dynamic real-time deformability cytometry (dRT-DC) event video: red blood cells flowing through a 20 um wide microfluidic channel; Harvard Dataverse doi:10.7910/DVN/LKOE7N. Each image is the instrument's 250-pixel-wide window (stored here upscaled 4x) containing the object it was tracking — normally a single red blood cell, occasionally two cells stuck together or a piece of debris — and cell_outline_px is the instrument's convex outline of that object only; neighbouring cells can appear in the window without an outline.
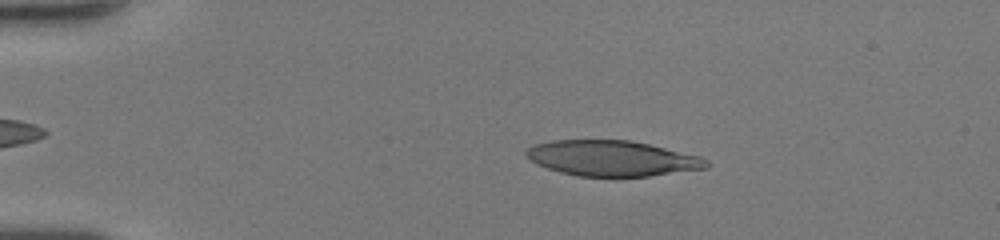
{"species": "human", "species_latin": "Homo sapiens", "temperature_condition": "room temperature", "stored_images_in_passage": 39, "camera_frame_rate_fps": 3000, "um_per_image_px": 0.085, "donor": {"sex": "female"}, "frame": {"image": 1, "passage_image": 1, "time_ms": 0.0, "image_size_px": [1000, 240], "cell_outline_px": [[712, 164], [708, 168], [648, 176], [576, 176], [560, 172], [536, 164], [524, 152], [532, 144], [552, 140], [628, 140], [648, 144], [700, 156], [708, 160]], "centroid_in_image_um": [52.03, 13.45], "position_along_channel_um": 33.0, "area_um2": 37.22}}
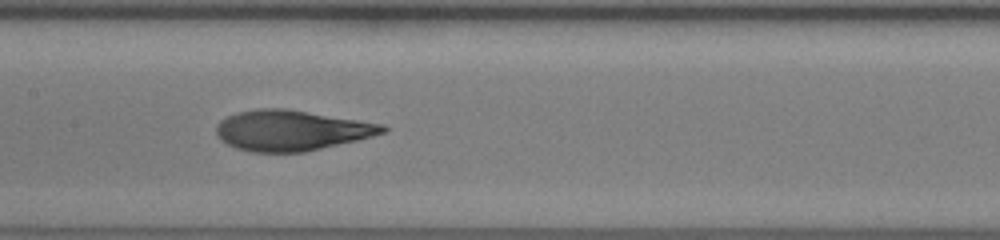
{"frame": {"image": 2, "passage_image": 16, "time_ms": 5.0, "image_size_px": [1000, 240], "cell_outline_px": [[388, 128], [384, 132], [372, 136], [356, 140], [304, 152], [252, 152], [236, 148], [220, 140], [216, 136], [216, 124], [220, 120], [236, 112], [260, 108], [284, 108], [384, 124]], "centroid_in_image_um": [24.71, 11.08], "position_along_channel_um": 182.7, "area_um2": 39.07}}
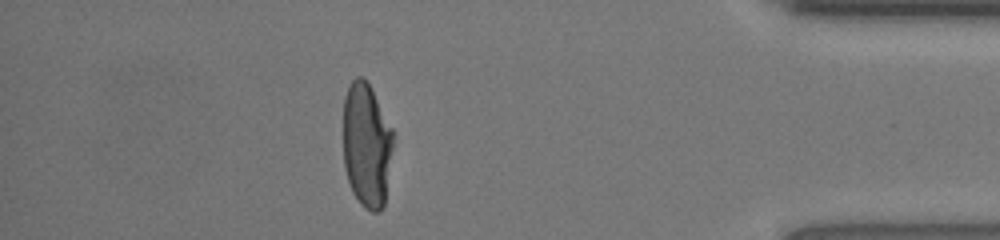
{"frame": {"image": 3, "passage_image": 34, "time_ms": 11.0, "image_size_px": [1000, 240], "cell_outline_px": [[396, 132], [384, 204], [380, 212], [372, 212], [364, 208], [360, 204], [352, 192], [344, 168], [344, 96], [352, 80], [356, 76], [364, 76]], "centroid_in_image_um": [31.19, 12.33], "position_along_channel_um": 404.0, "area_um2": 36.99}, "authors_computed_cell_mechanics": {"area_um2": 38.4948, "velocity_mm_per_s": 4.3078, "shape_relaxation_time_tau1_ms": 6.2891, "shape_relaxation_time_tau2_ms": 1.0117, "deformation_change_tau1": 0.2837, "deformation_change_tau2": 0.0772}}